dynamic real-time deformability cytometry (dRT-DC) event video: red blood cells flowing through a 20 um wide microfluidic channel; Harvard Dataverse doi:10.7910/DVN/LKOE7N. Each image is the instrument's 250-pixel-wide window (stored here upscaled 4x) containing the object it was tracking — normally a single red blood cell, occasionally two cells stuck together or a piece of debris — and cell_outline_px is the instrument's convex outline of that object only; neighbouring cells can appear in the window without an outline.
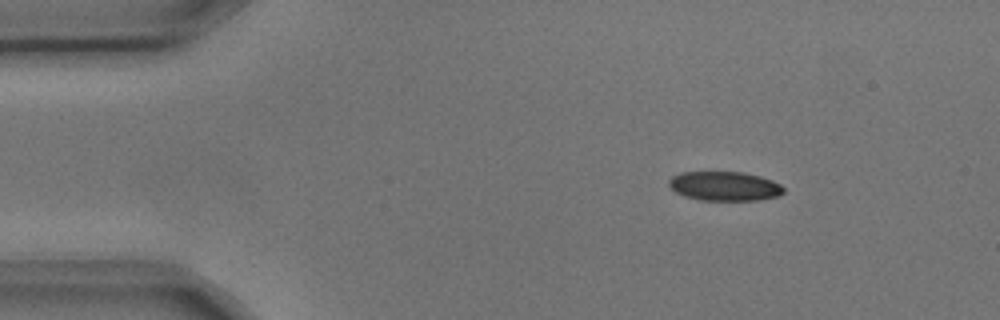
{"species": "common noctule bat (a hibernating species)", "species_latin": "Nyctalus noctula", "temperature_condition": "cold", "stored_images_in_passage": 3, "camera_frame_rate_fps": 3000, "um_per_image_px": 0.085, "animal": {"sex": "male", "body_mass_g": 17.9, "forearm_length_mm": 54.2}, "frame": {"image": 1, "passage_image": 1, "time_ms": 0.0, "image_size_px": [1000, 320], "cell_outline_px": [[784, 192], [780, 196], [756, 200], [700, 200], [684, 196], [676, 192], [668, 184], [668, 180], [672, 176], [680, 172], [744, 172], [760, 176], [772, 180], [780, 184], [784, 188]], "centroid_in_image_um": [61.59, 15.82], "position_along_channel_um": 23.4, "area_um2": 19.65}}